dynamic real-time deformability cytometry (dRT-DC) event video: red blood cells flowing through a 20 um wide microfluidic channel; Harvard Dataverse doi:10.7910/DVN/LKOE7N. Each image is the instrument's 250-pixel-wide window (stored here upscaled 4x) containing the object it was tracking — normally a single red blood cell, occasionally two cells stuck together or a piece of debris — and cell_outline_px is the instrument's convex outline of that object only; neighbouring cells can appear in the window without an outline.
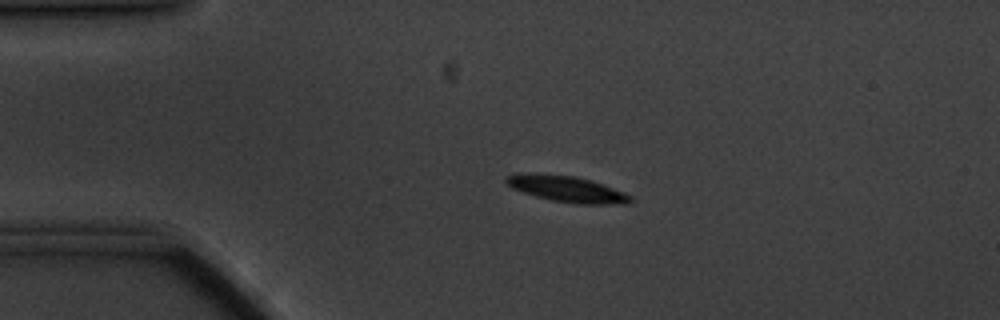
{"species": "common noctule bat (a hibernating species)", "species_latin": "Nyctalus noctula", "temperature_condition": "cold", "stored_images_in_passage": 38, "camera_frame_rate_fps": 3000, "um_per_image_px": 0.085, "animal": {"sex": "male", "body_mass_g": 20.1, "forearm_length_mm": 53.5}, "frame": {"image": 1, "passage_image": 2, "time_ms": 0.333, "image_size_px": [1000, 320], "cell_outline_px": [[636, 200], [628, 204], [576, 204], [552, 200], [536, 196], [512, 188], [504, 184], [504, 180], [508, 176], [576, 176], [624, 192], [632, 196]], "centroid_in_image_um": [48.33, 16.14], "position_along_channel_um": 36.7, "area_um2": 17.92}}
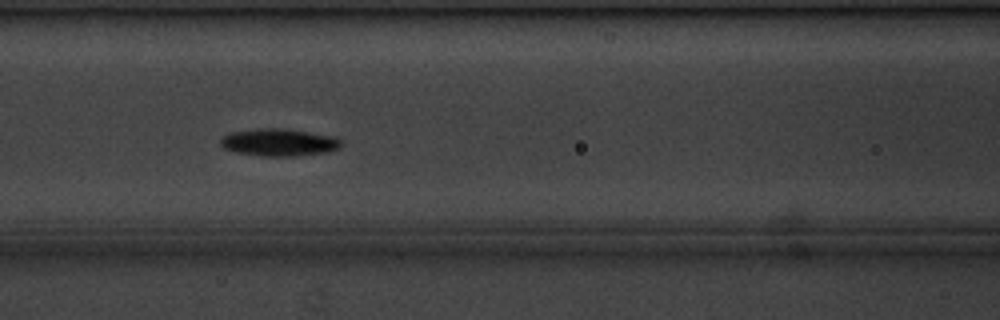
{"frame": {"image": 2, "passage_image": 14, "time_ms": 4.333, "image_size_px": [1000, 320], "cell_outline_px": [[344, 144], [340, 148], [328, 152], [296, 156], [260, 156], [236, 152], [224, 148], [220, 144], [220, 140], [224, 136], [232, 132], [256, 128], [284, 128], [336, 136]], "centroid_in_image_um": [23.76, 12.1], "position_along_channel_um": 142.8, "area_um2": 19.48}}
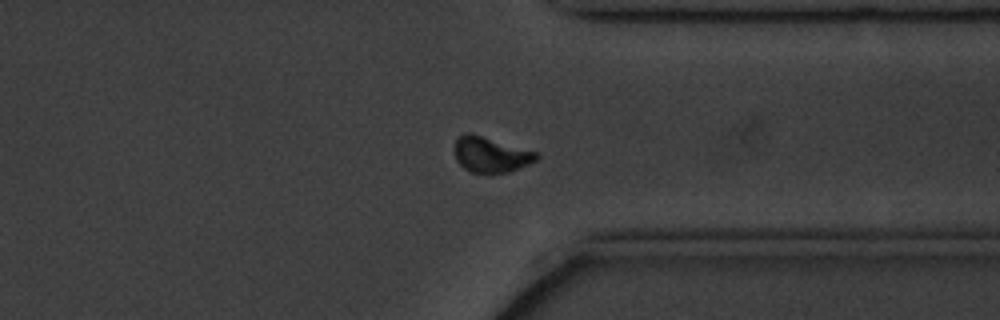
{"frame": {"image": 3, "passage_image": 34, "time_ms": 11.0, "image_size_px": [1000, 320], "cell_outline_px": [[540, 156], [536, 160], [528, 164], [508, 172], [488, 176], [468, 172], [456, 160], [452, 148], [456, 140], [464, 132], [468, 132], [540, 152]], "centroid_in_image_um": [41.69, 13.17], "position_along_channel_um": 369.7, "area_um2": 17.63}, "authors_computed_cell_mechanics": {"area_um2": 17.918, "velocity_mm_per_s": 3.4297, "shape_relaxation_time_tau1_ms": 2.6746, "shape_relaxation_time_tau2_ms": null, "deformation_change_tau1": 0.1711, "deformation_change_tau2": null}}